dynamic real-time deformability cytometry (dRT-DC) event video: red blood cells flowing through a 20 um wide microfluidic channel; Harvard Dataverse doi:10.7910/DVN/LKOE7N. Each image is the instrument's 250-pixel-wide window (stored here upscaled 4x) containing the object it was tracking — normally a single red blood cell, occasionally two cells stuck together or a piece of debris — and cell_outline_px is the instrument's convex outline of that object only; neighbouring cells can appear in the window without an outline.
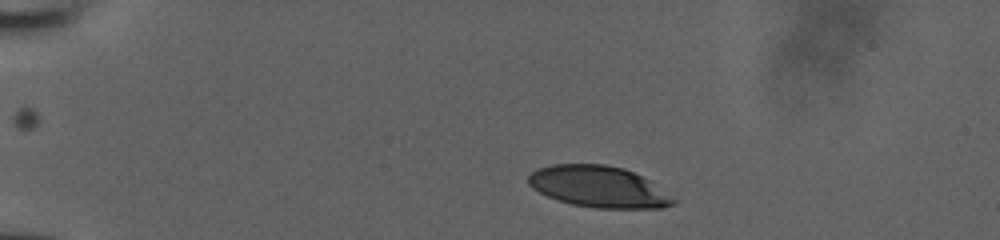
{"species": "human", "species_latin": "Homo sapiens", "temperature_condition": "room temperature", "stored_images_in_passage": 6, "camera_frame_rate_fps": 3000, "um_per_image_px": 0.085, "donor": {"sex": "male"}, "frame": {"image": 1, "passage_image": 2, "time_ms": 0.333, "image_size_px": [1000, 240], "cell_outline_px": [[680, 200], [676, 204], [664, 208], [596, 208], [572, 204], [548, 196], [532, 188], [528, 184], [528, 176], [536, 168], [552, 164], [604, 164], [624, 168], [652, 180]], "centroid_in_image_um": [50.98, 15.87], "position_along_channel_um": 34.0, "area_um2": 35.49}}
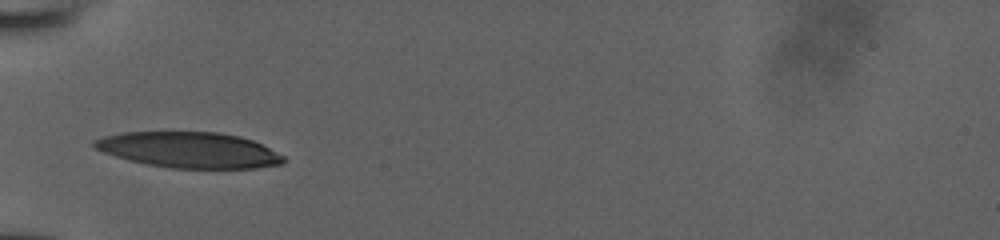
{"frame": {"image": 2, "passage_image": 5, "time_ms": 1.333, "image_size_px": [1000, 240], "cell_outline_px": [[284, 160], [280, 164], [256, 168], [172, 168], [148, 164], [116, 156], [104, 152], [96, 148], [92, 144], [96, 140], [104, 136], [124, 132], [220, 132], [240, 136], [252, 140], [284, 156]], "centroid_in_image_um": [16.09, 12.74], "position_along_channel_um": 68.9, "area_um2": 38.9}}